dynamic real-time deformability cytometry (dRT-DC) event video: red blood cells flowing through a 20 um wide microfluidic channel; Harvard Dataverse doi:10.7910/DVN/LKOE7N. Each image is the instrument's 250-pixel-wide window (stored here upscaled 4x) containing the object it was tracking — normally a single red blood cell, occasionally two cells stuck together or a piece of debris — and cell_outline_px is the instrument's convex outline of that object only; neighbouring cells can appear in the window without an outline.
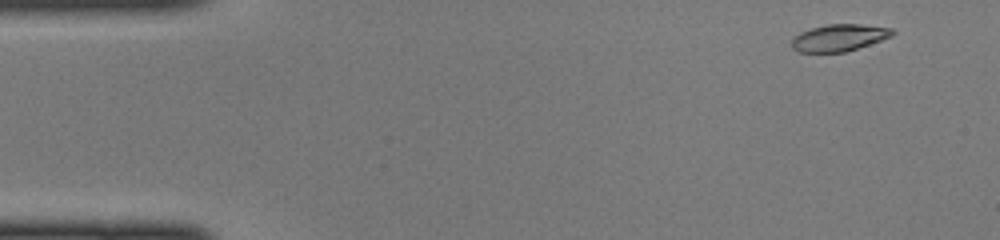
{"species": "common noctule bat (a hibernating species)", "species_latin": "Nyctalus noctula", "temperature_condition": "cold", "stored_images_in_passage": 44, "camera_frame_rate_fps": 3000, "um_per_image_px": 0.085, "animal": {"sex": "female", "body_mass_g": 22.0, "forearm_length_mm": 56.7}, "frame": {"image": 1, "passage_image": 1, "time_ms": 0.0, "image_size_px": [1000, 240], "cell_outline_px": [[896, 32], [892, 36], [844, 52], [800, 52], [792, 48], [792, 40], [800, 32], [812, 28], [828, 24], [860, 24], [892, 28]], "centroid_in_image_um": [71.33, 3.2], "position_along_channel_um": 13.7, "area_um2": 15.55}}
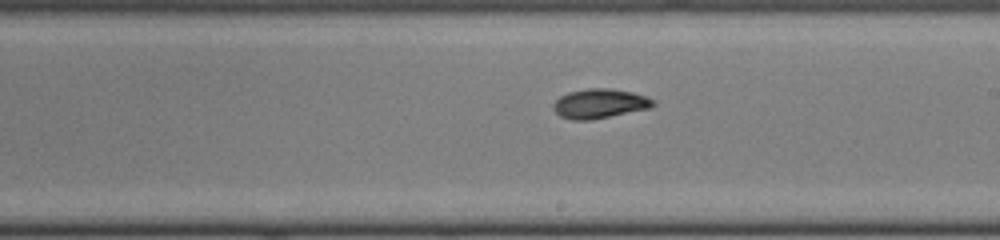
{"frame": {"image": 2, "passage_image": 24, "time_ms": 7.667, "image_size_px": [1000, 240], "cell_outline_px": [[656, 104], [652, 108], [588, 120], [572, 120], [560, 116], [552, 108], [552, 104], [560, 96], [568, 92], [588, 88], [608, 88], [632, 92], [644, 96], [652, 100]], "centroid_in_image_um": [50.94, 8.8], "position_along_channel_um": 238.1, "area_um2": 17.05}}
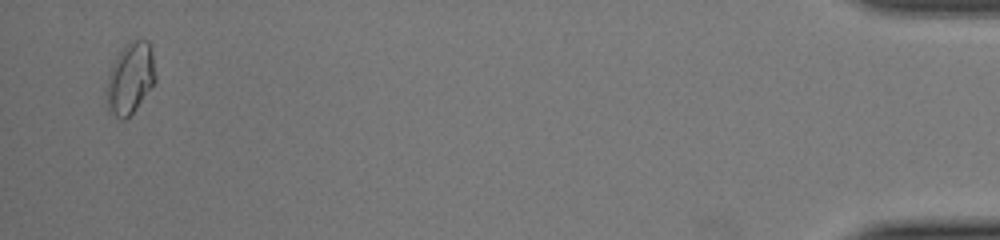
{"frame": {"image": 3, "passage_image": 43, "time_ms": 14.0, "image_size_px": [1000, 240], "cell_outline_px": [[156, 80], [136, 108], [124, 120], [120, 120], [108, 112], [108, 76], [116, 56], [124, 44], [128, 40], [148, 40], [152, 48], [156, 76]], "centroid_in_image_um": [11.09, 6.61], "position_along_channel_um": 424.1, "area_um2": 20.23}}